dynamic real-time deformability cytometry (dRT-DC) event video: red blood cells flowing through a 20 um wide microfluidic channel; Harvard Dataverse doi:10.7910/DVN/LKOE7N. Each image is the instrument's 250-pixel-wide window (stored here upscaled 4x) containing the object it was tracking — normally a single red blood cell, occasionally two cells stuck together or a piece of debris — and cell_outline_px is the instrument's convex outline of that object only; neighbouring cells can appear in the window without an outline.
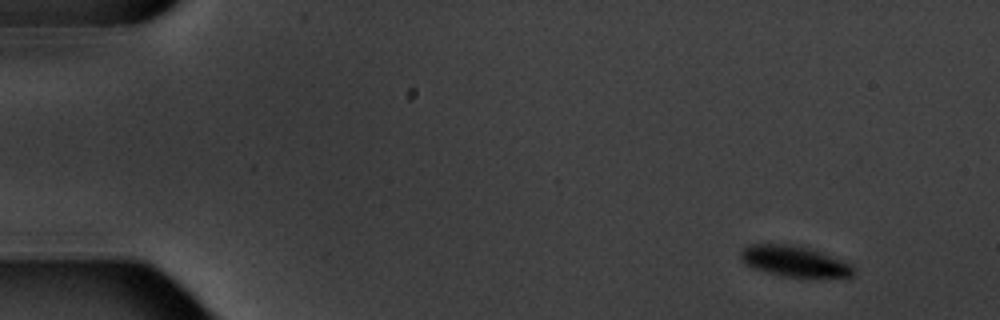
{"species": "common noctule bat (a hibernating species)", "species_latin": "Nyctalus noctula", "temperature_condition": "warm", "stored_images_in_passage": 4, "camera_frame_rate_fps": 3000, "um_per_image_px": 0.085, "animal": {"sex": "male", "body_mass_g": 20.1, "forearm_length_mm": 53.5}, "frame": {"image": 1, "passage_image": 1, "time_ms": 0.0, "image_size_px": [1000, 320], "cell_outline_px": [[856, 272], [852, 276], [784, 276], [752, 268], [744, 264], [740, 256], [740, 252], [744, 248], [752, 244], [788, 244], [820, 252], [852, 264]], "centroid_in_image_um": [67.49, 22.2], "position_along_channel_um": 17.5, "area_um2": 19.65}}